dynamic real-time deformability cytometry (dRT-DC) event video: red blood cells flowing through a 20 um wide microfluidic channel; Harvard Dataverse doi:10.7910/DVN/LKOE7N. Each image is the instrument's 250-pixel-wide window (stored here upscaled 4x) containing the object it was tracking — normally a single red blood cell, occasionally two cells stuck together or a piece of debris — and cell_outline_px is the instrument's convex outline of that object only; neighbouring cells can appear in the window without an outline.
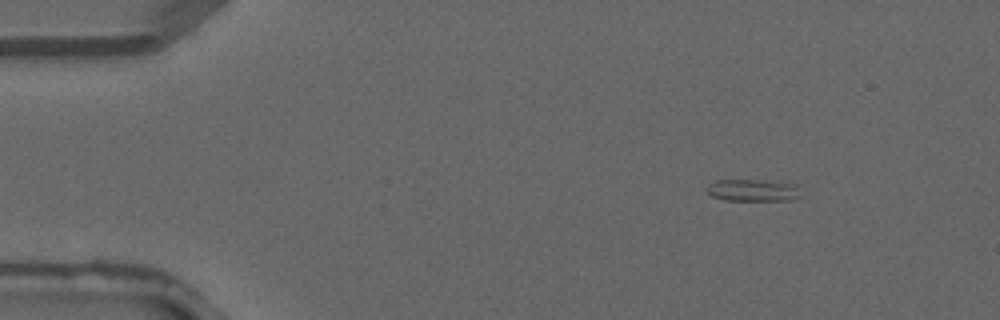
{"species": "common noctule bat (a hibernating species)", "species_latin": "Nyctalus noctula", "temperature_condition": "warm", "stored_images_in_passage": 3, "camera_frame_rate_fps": 3000, "um_per_image_px": 0.085, "animal": {"sex": "male", "forearm_length_mm": 52.5}, "frame": {"image": 1, "passage_image": 1, "time_ms": 0.0, "image_size_px": [1000, 320], "cell_outline_px": [[800, 196], [788, 200], [724, 200], [712, 196], [704, 188], [708, 184], [716, 180], [760, 180], [796, 184]], "centroid_in_image_um": [63.93, 16.17], "position_along_channel_um": 21.1, "area_um2": 11.96}}